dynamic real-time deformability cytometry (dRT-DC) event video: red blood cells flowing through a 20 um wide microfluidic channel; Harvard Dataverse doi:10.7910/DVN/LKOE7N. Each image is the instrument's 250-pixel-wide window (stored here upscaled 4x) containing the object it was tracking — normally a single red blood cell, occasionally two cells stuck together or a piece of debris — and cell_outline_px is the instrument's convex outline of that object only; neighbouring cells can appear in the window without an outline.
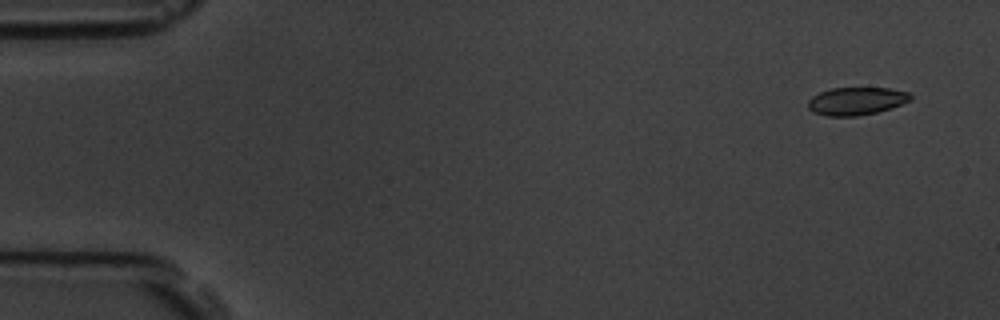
{"species": "common noctule bat (a hibernating species)", "species_latin": "Nyctalus noctula", "temperature_condition": "room temperature", "stored_images_in_passage": 4, "camera_frame_rate_fps": 3000, "um_per_image_px": 0.085, "animal": {"sex": "male", "body_mass_g": 19.5, "forearm_length_mm": 54.6}, "frame": {"image": 1, "passage_image": 1, "time_ms": 0.0, "image_size_px": [1000, 320], "cell_outline_px": [[912, 100], [892, 108], [876, 112], [856, 116], [828, 116], [812, 112], [808, 108], [808, 100], [812, 96], [820, 92], [832, 88], [888, 88], [908, 92], [912, 96]], "centroid_in_image_um": [72.79, 8.59], "position_along_channel_um": 12.2, "area_um2": 16.65}}
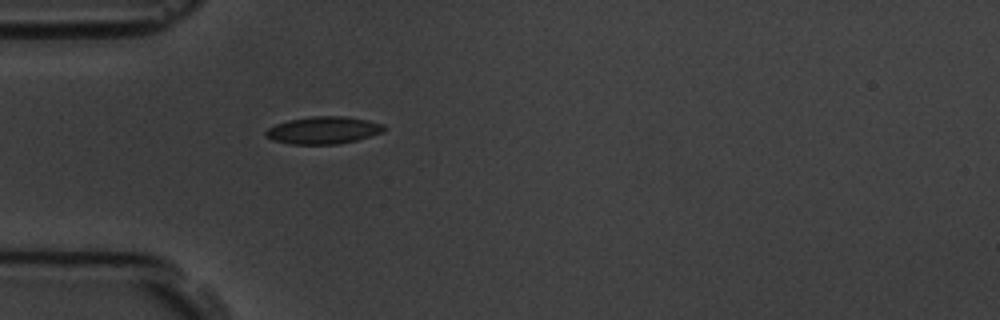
{"frame": {"image": 2, "passage_image": 4, "time_ms": 4.333, "image_size_px": [1000, 320], "cell_outline_px": [[384, 132], [356, 140], [336, 144], [292, 144], [272, 140], [264, 136], [264, 132], [268, 128], [276, 124], [288, 120], [312, 116], [344, 116], [368, 120], [384, 124]], "centroid_in_image_um": [27.47, 11.06], "position_along_channel_um": 57.5, "area_um2": 18.84}}